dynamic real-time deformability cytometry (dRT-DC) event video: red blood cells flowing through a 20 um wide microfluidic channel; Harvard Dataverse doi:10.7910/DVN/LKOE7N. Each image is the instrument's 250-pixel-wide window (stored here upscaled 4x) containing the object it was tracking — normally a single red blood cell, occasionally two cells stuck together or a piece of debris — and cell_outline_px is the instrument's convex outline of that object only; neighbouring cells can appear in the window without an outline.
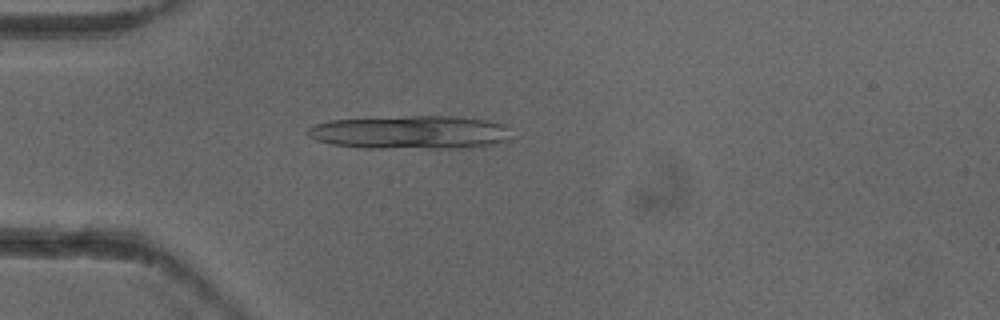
{"species": "common noctule bat (a hibernating species)", "species_latin": "Nyctalus noctula", "temperature_condition": "cold", "stored_images_in_passage": 20, "camera_frame_rate_fps": 3000, "um_per_image_px": 0.085, "animal": {"sex": "female"}, "frame": {"image": 1, "passage_image": 14, "time_ms": 4.333, "image_size_px": [1000, 320], "cell_outline_px": [[508, 140], [484, 148], [364, 148], [332, 144], [316, 140], [308, 136], [304, 132], [308, 128], [316, 124], [328, 120], [408, 116], [460, 116], [488, 120], [504, 124], [508, 128]], "centroid_in_image_um": [34.92, 11.26], "position_along_channel_um": 50.1, "area_um2": 40.29}}